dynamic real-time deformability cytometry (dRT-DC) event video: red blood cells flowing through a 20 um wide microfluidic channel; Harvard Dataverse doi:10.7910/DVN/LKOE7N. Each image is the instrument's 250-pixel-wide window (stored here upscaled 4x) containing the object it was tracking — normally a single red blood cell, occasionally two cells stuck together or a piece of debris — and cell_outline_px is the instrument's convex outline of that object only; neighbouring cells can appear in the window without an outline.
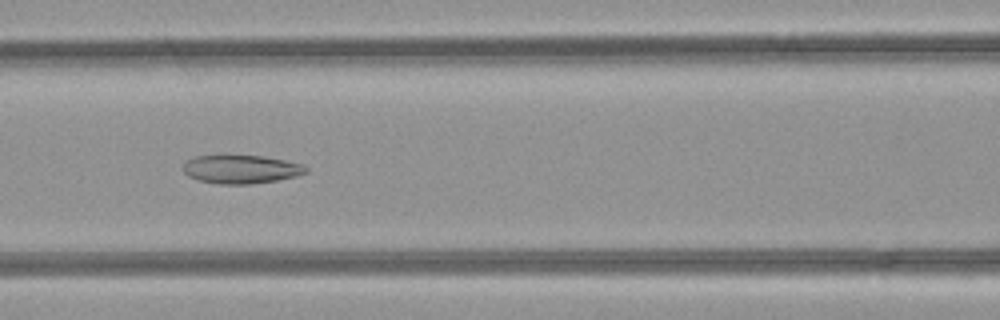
{"species": "common noctule bat (a hibernating species)", "species_latin": "Nyctalus noctula", "temperature_condition": "room temperature", "stored_images_in_passage": 29, "camera_frame_rate_fps": 3000, "um_per_image_px": 0.085, "animal": {"sex": "female", "body_mass_g": 21.9}, "frame": {"image": 1, "passage_image": 7, "time_ms": 2.0, "image_size_px": [1000, 320], "cell_outline_px": [[308, 172], [296, 176], [276, 180], [248, 184], [220, 184], [200, 180], [188, 176], [180, 168], [188, 160], [196, 156], [224, 152], [264, 156], [284, 160], [300, 164], [308, 168]], "centroid_in_image_um": [20.43, 14.33], "position_along_channel_um": 146.2, "area_um2": 21.1}}
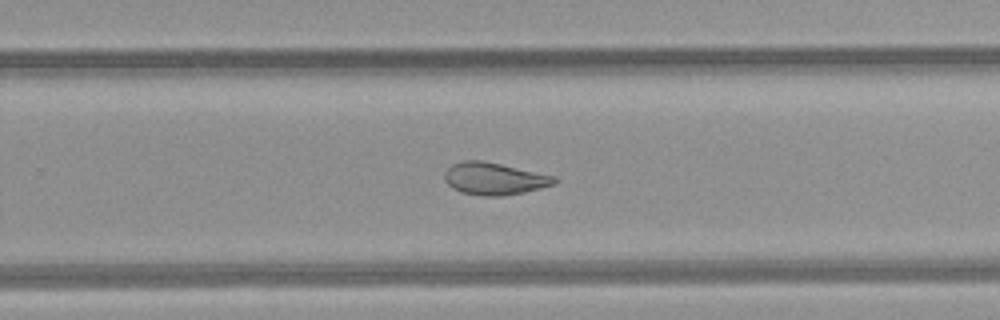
{"frame": {"image": 2, "passage_image": 17, "time_ms": 5.333, "image_size_px": [1000, 320], "cell_outline_px": [[556, 184], [524, 192], [500, 196], [484, 196], [460, 192], [452, 188], [444, 180], [444, 172], [452, 164], [460, 160], [480, 160], [500, 164], [556, 176]], "centroid_in_image_um": [41.98, 15.18], "position_along_channel_um": 287.8, "area_um2": 20.63}}
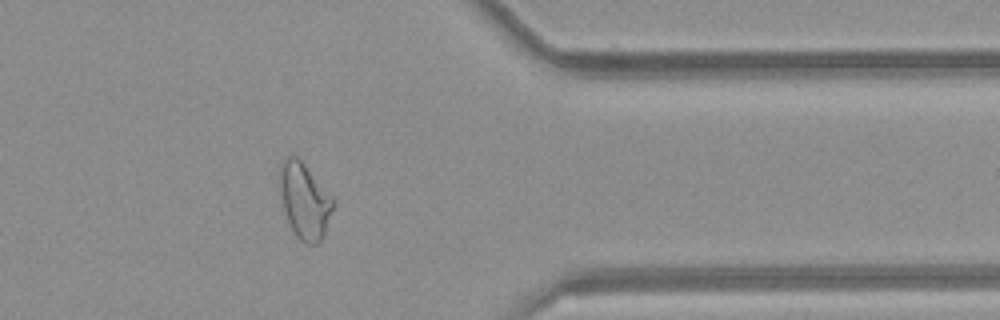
{"frame": {"image": 3, "passage_image": 25, "time_ms": 8.0, "image_size_px": [1000, 320], "cell_outline_px": [[332, 208], [320, 244], [304, 244], [296, 236], [288, 220], [284, 208], [280, 188], [280, 164], [284, 156], [296, 156], [304, 164], [332, 196]], "centroid_in_image_um": [25.87, 17.06], "position_along_channel_um": 385.5, "area_um2": 22.95}}